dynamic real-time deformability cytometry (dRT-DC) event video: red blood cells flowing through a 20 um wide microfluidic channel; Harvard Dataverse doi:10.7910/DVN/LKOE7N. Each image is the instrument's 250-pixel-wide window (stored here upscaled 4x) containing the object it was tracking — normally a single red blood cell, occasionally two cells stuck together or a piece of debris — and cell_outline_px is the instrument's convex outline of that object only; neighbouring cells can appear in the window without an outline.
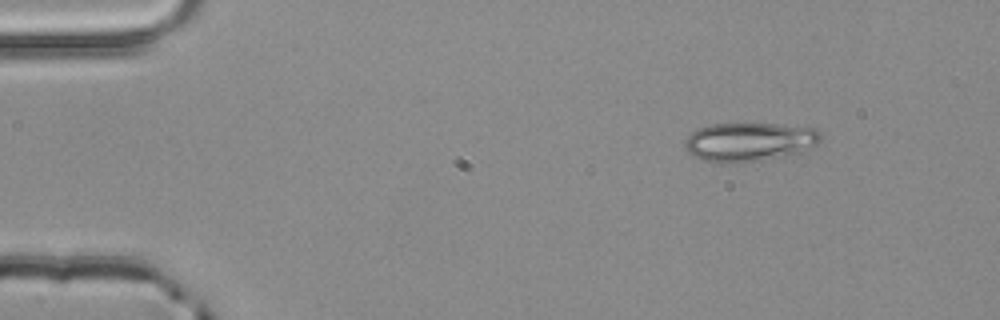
{"species": "common noctule bat (a hibernating species)", "species_latin": "Nyctalus noctula", "temperature_condition": "room temperature", "stored_images_in_passage": 3, "camera_frame_rate_fps": 3000, "um_per_image_px": 0.085, "animal": {"sex": "male", "body_mass_g": 20.4}, "frame": {"image": 1, "passage_image": 1, "time_ms": 0.0, "image_size_px": [1000, 320], "cell_outline_px": [[824, 136], [816, 144], [800, 152], [784, 156], [764, 160], [720, 164], [704, 160], [692, 156], [684, 148], [684, 140], [696, 128], [712, 124], [744, 120], [816, 128]], "centroid_in_image_um": [63.66, 12.01], "position_along_channel_um": 21.3, "area_um2": 32.02}}